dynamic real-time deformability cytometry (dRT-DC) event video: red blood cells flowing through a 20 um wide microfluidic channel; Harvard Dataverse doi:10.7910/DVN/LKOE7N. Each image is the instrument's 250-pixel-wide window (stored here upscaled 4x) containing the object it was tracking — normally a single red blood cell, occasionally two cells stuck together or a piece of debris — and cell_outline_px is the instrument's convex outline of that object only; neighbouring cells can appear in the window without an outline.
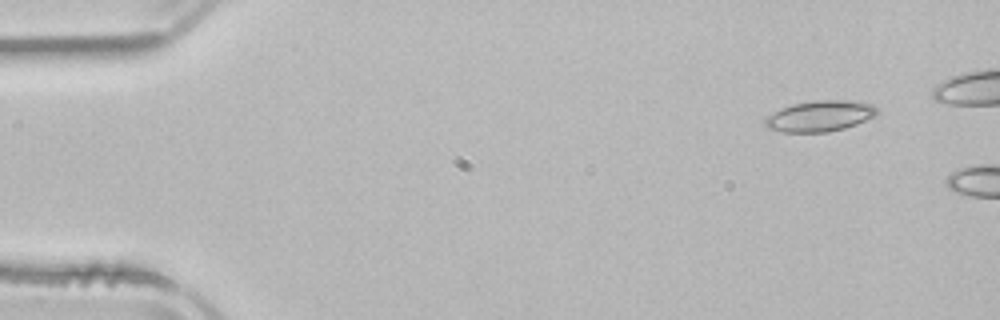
{"species": "common noctule bat (a hibernating species)", "species_latin": "Nyctalus noctula", "temperature_condition": "room temperature", "stored_images_in_passage": 4, "camera_frame_rate_fps": 3000, "um_per_image_px": 0.085, "animal": {"sex": "male", "body_mass_g": 21.5, "forearm_length_mm": 52.0}, "frame": {"image": 1, "passage_image": 2, "time_ms": 1.333, "image_size_px": [1000, 320], "cell_outline_px": [[880, 112], [876, 116], [856, 124], [844, 128], [828, 132], [780, 132], [768, 128], [764, 124], [764, 120], [768, 116], [780, 108], [792, 104], [816, 100], [848, 100], [872, 104], [880, 108]], "centroid_in_image_um": [69.73, 9.86], "position_along_channel_um": 15.3, "area_um2": 20.35}}